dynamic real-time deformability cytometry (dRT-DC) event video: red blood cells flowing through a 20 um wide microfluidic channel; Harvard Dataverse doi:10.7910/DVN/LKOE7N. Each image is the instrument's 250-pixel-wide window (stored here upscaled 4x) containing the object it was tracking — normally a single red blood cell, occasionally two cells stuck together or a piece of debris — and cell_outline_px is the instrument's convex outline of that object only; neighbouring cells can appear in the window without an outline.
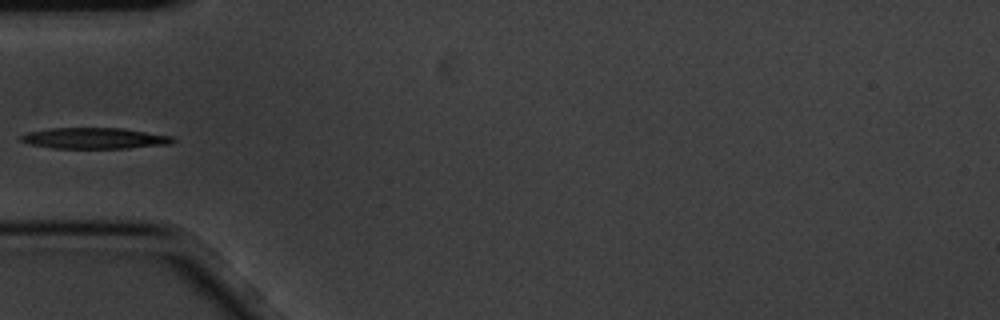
{"species": "common noctule bat (a hibernating species)", "species_latin": "Nyctalus noctula", "temperature_condition": "cold", "stored_images_in_passage": 8, "camera_frame_rate_fps": 3000, "um_per_image_px": 0.085, "animal": {"sex": "male", "body_mass_g": 20.1, "forearm_length_mm": 53.5}, "frame": {"image": 1, "passage_image": 5, "time_ms": 1.333, "image_size_px": [1000, 320], "cell_outline_px": [[176, 140], [172, 144], [128, 148], [52, 148], [32, 144], [20, 140], [20, 136], [28, 132], [52, 128], [120, 128], [172, 136]], "centroid_in_image_um": [8.07, 11.75], "position_along_channel_um": 76.9, "area_um2": 18.44}}
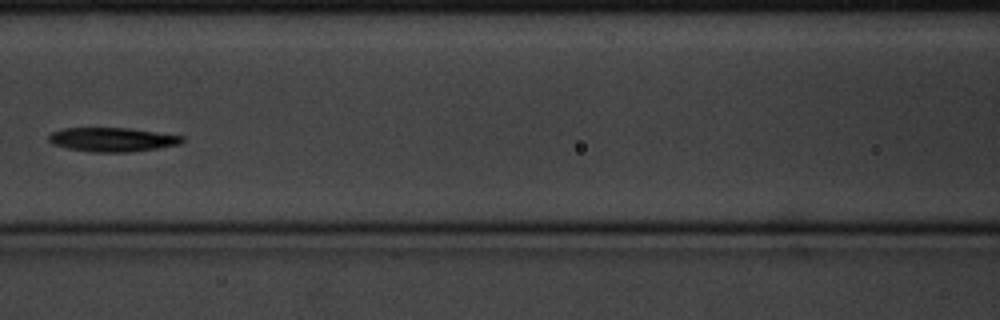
{"frame": {"image": 2, "passage_image": 7, "time_ms": 2.0, "image_size_px": [1000, 320], "cell_outline_px": [[184, 140], [180, 144], [156, 148], [128, 152], [92, 152], [68, 148], [52, 144], [48, 140], [48, 136], [52, 132], [64, 128], [128, 128], [184, 136]], "centroid_in_image_um": [9.53, 11.86], "position_along_channel_um": 157.1, "area_um2": 18.55}}
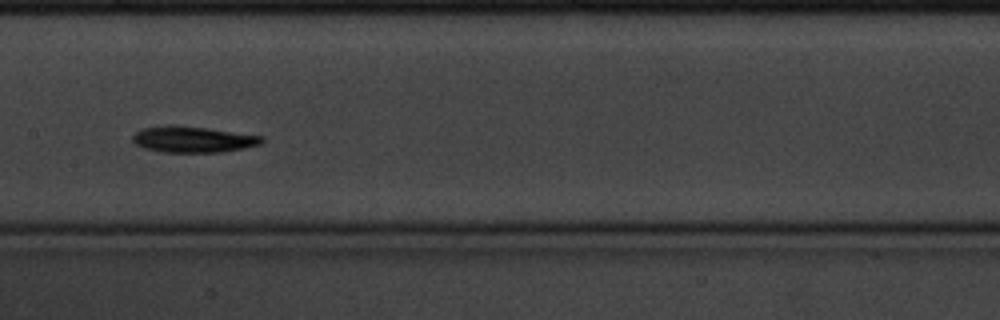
{"frame": {"image": 3, "passage_image": 8, "time_ms": 2.333, "image_size_px": [1000, 320], "cell_outline_px": [[264, 140], [260, 144], [244, 148], [220, 152], [164, 152], [144, 148], [136, 144], [132, 140], [132, 136], [140, 128], [172, 124], [208, 128], [264, 136]], "centroid_in_image_um": [16.38, 11.83], "position_along_channel_um": 191.0, "area_um2": 19.77}}